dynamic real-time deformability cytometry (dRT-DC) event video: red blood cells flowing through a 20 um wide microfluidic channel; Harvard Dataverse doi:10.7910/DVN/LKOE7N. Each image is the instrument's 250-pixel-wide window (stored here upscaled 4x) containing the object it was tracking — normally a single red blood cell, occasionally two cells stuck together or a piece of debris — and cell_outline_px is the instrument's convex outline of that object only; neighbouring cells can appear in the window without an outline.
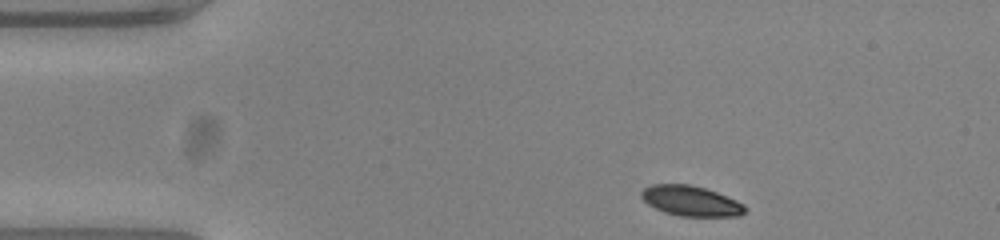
{"species": "common noctule bat (a hibernating species)", "species_latin": "Nyctalus noctula", "temperature_condition": "warm", "stored_images_in_passage": 47, "camera_frame_rate_fps": 3000, "um_per_image_px": 0.085, "animal": {"sex": "female", "body_mass_g": 23.0, "forearm_length_mm": 53.4}, "frame": {"image": 1, "passage_image": 1, "time_ms": 0.0, "image_size_px": [1000, 240], "cell_outline_px": [[748, 208], [740, 216], [680, 216], [664, 212], [648, 204], [640, 196], [640, 192], [644, 188], [652, 184], [688, 184], [704, 188], [716, 192], [736, 200], [744, 204]], "centroid_in_image_um": [58.72, 17.08], "position_along_channel_um": 26.3, "area_um2": 18.21}}
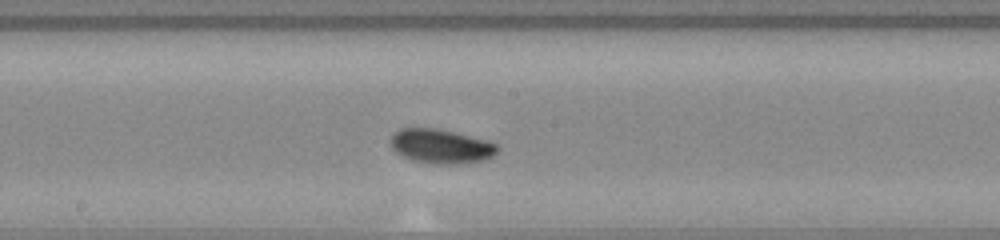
{"frame": {"image": 2, "passage_image": 21, "time_ms": 6.667, "image_size_px": [1000, 240], "cell_outline_px": [[500, 148], [492, 156], [484, 160], [460, 164], [436, 164], [412, 160], [396, 152], [392, 148], [388, 140], [400, 128], [440, 128], [488, 140], [496, 144]], "centroid_in_image_um": [37.49, 12.42], "position_along_channel_um": 210.7, "area_um2": 21.56}}
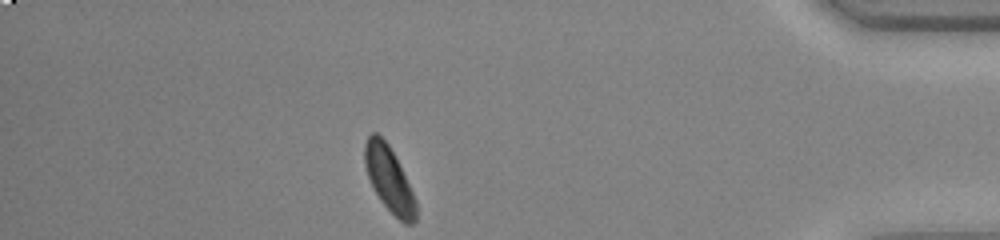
{"frame": {"image": 3, "passage_image": 40, "time_ms": 13.0, "image_size_px": [1000, 240], "cell_outline_px": [[416, 220], [412, 224], [404, 224], [380, 200], [368, 176], [364, 164], [364, 144], [368, 136], [372, 132], [376, 132], [388, 144], [416, 200]], "centroid_in_image_um": [33.05, 15.23], "position_along_channel_um": 402.1, "area_um2": 18.84}, "authors_computed_cell_mechanics": {"area_um2": 19.8832, "velocity_mm_per_s": 3.746, "shape_relaxation_time_tau1_ms": 2.2157, "shape_relaxation_time_tau2_ms": null, "deformation_change_tau1": 0.1459, "deformation_change_tau2": null}}